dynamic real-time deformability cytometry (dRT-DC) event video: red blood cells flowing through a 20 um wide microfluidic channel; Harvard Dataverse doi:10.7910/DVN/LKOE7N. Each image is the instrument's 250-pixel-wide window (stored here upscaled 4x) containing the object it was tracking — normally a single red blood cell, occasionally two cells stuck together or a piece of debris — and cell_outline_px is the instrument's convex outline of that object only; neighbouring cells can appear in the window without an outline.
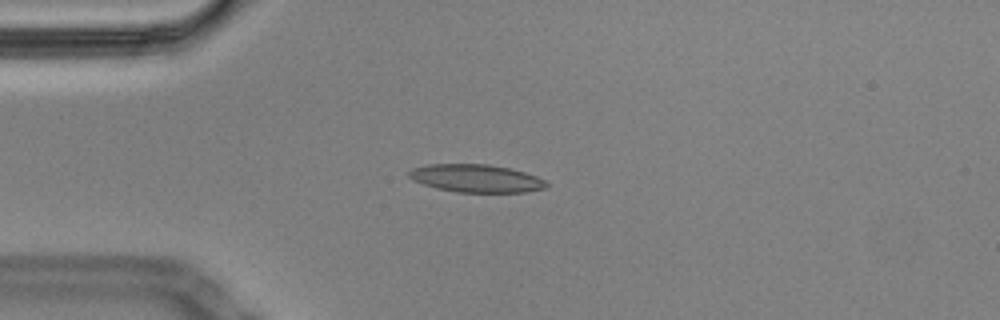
{"species": "Egyptian fruit bat (a non-hibernating species)", "species_latin": "Rousettus aegyptiacus", "temperature_condition": "cold", "stored_images_in_passage": 39, "camera_frame_rate_fps": 3000, "um_per_image_px": 0.085, "animal": {"sex": "male"}, "frame": {"image": 1, "passage_image": 13, "time_ms": 4.0, "image_size_px": [1000, 320], "cell_outline_px": [[548, 188], [524, 192], [456, 192], [436, 188], [412, 180], [408, 176], [408, 172], [412, 168], [428, 164], [488, 164], [508, 168], [524, 172], [536, 176], [544, 180], [548, 184]], "centroid_in_image_um": [40.46, 15.16], "position_along_channel_um": 44.5, "area_um2": 22.31}}
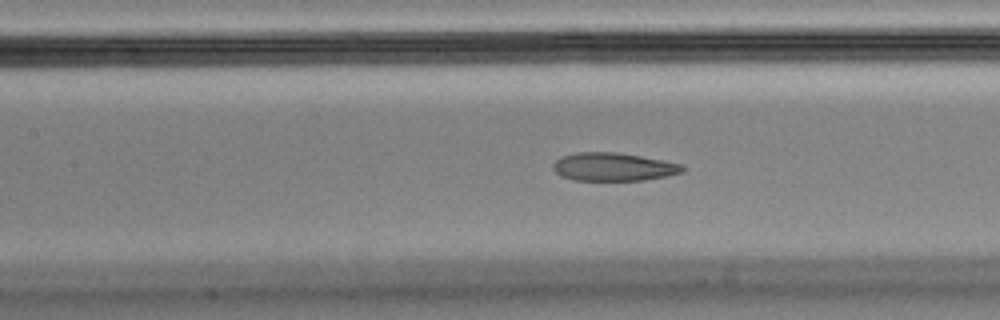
{"frame": {"image": 2, "passage_image": 24, "time_ms": 7.667, "image_size_px": [1000, 320], "cell_outline_px": [[684, 172], [668, 176], [644, 180], [576, 180], [560, 176], [552, 168], [552, 164], [556, 160], [564, 156], [576, 152], [616, 152], [640, 156], [684, 164]], "centroid_in_image_um": [52.16, 14.18], "position_along_channel_um": 155.2, "area_um2": 21.27}}
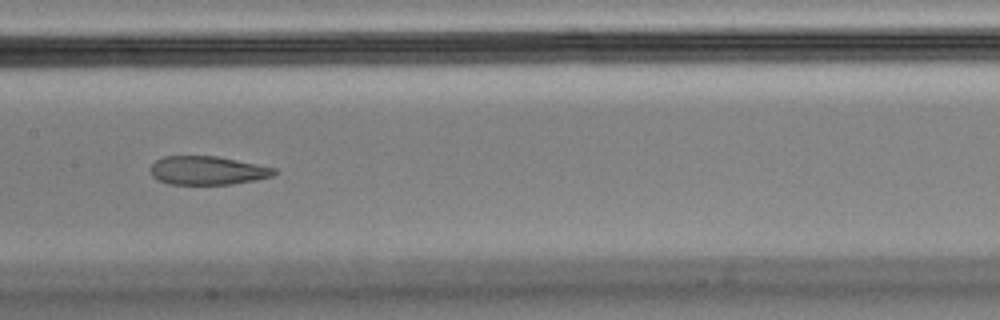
{"frame": {"image": 3, "passage_image": 27, "time_ms": 8.667, "image_size_px": [1000, 320], "cell_outline_px": [[276, 172], [272, 176], [256, 180], [232, 184], [168, 184], [156, 180], [152, 176], [148, 168], [156, 160], [164, 156], [216, 156], [276, 168]], "centroid_in_image_um": [17.58, 14.49], "position_along_channel_um": 189.8, "area_um2": 20.69}}